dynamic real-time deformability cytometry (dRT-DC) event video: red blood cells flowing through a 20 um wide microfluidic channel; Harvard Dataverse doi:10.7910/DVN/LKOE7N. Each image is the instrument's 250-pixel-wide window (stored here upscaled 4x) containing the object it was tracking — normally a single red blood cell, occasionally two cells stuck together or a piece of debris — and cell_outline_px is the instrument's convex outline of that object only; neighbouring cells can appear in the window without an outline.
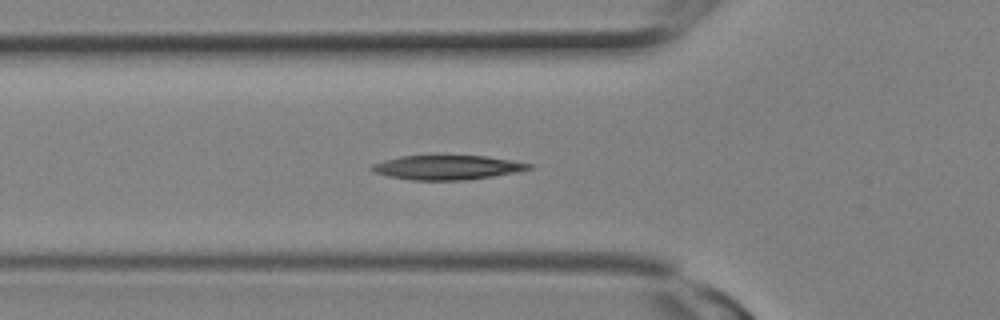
{"species": "Egyptian fruit bat (a non-hibernating species)", "species_latin": "Rousettus aegyptiacus", "temperature_condition": "room temperature", "stored_images_in_passage": 13, "camera_frame_rate_fps": 3000, "um_per_image_px": 0.085, "animal": {"sex": "female"}, "frame": {"image": 1, "passage_image": 8, "time_ms": 2.333, "image_size_px": [1000, 320], "cell_outline_px": [[532, 168], [516, 172], [492, 176], [464, 180], [412, 180], [388, 176], [376, 172], [368, 168], [372, 164], [384, 160], [400, 156], [488, 156], [532, 164]], "centroid_in_image_um": [37.99, 14.23], "position_along_channel_um": 87.8, "area_um2": 22.08}}
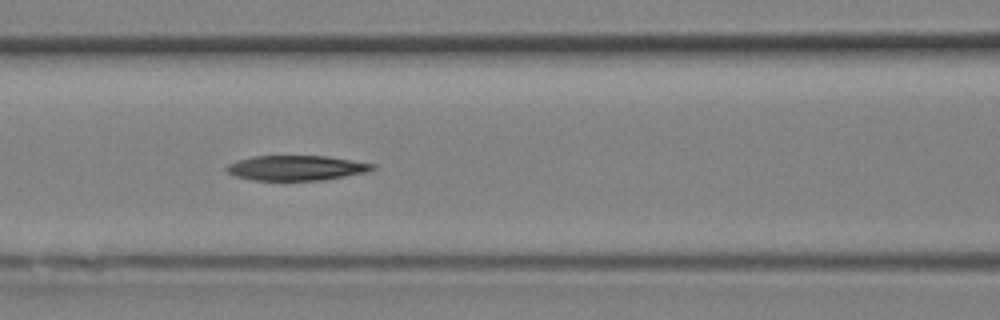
{"frame": {"image": 2, "passage_image": 10, "time_ms": 3.0, "image_size_px": [1000, 320], "cell_outline_px": [[376, 168], [368, 172], [324, 180], [256, 180], [236, 176], [228, 172], [224, 168], [228, 164], [236, 160], [252, 156], [328, 156], [376, 164]], "centroid_in_image_um": [25.21, 14.27], "position_along_channel_um": 141.4, "area_um2": 21.33}}
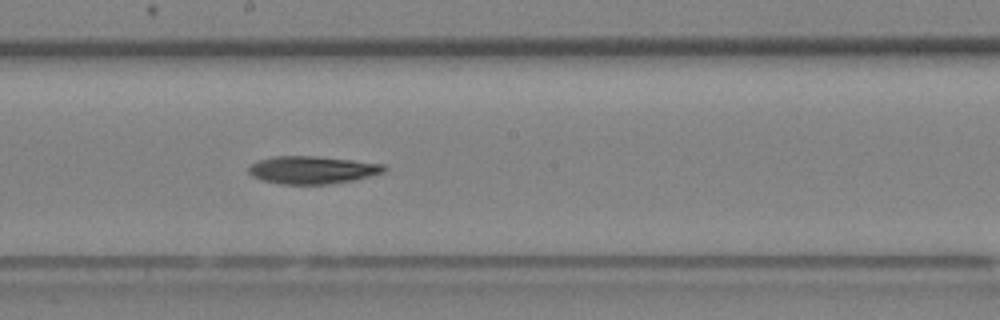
{"frame": {"image": 3, "passage_image": 13, "time_ms": 4.0, "image_size_px": [1000, 320], "cell_outline_px": [[388, 168], [384, 172], [372, 176], [352, 180], [328, 184], [280, 184], [264, 180], [252, 176], [248, 172], [248, 168], [256, 160], [272, 156], [316, 156], [352, 160], [384, 164]], "centroid_in_image_um": [26.55, 14.43], "position_along_channel_um": 221.7, "area_um2": 21.91}}